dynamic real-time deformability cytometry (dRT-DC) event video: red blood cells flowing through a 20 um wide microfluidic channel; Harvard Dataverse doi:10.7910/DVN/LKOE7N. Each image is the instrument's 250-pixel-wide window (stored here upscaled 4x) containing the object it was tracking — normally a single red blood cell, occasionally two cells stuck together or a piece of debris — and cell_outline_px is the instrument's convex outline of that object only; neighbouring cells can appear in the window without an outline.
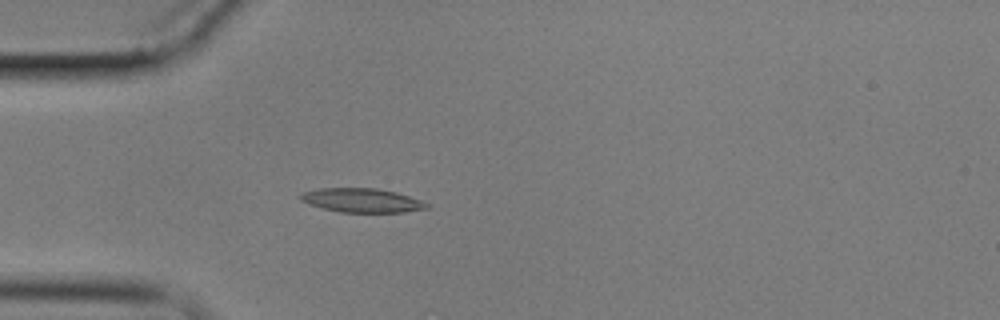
{"species": "common noctule bat (a hibernating species)", "species_latin": "Nyctalus noctula", "temperature_condition": "cold", "stored_images_in_passage": 5, "camera_frame_rate_fps": 3000, "um_per_image_px": 0.085, "animal": {"sex": "male", "body_mass_g": 17.9}, "frame": {"image": 1, "passage_image": 5, "time_ms": 4.667, "image_size_px": [1000, 320], "cell_outline_px": [[428, 208], [404, 212], [340, 212], [308, 204], [300, 200], [300, 192], [320, 188], [376, 188], [396, 192], [420, 200], [428, 204]], "centroid_in_image_um": [30.72, 17.02], "position_along_channel_um": 54.3, "area_um2": 17.57}}